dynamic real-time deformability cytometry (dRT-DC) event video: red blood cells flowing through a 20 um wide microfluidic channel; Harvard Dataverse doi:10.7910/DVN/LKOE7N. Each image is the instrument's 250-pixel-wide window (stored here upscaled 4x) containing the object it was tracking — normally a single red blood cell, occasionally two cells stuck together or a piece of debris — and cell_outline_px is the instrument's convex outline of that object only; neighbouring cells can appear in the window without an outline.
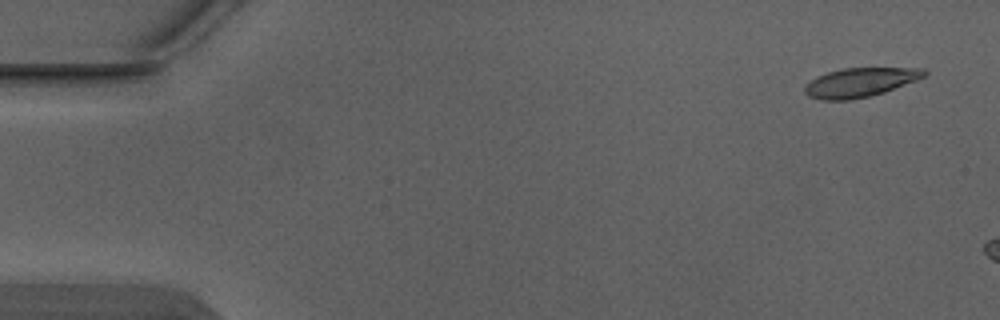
{"species": "Egyptian fruit bat (a non-hibernating species)", "species_latin": "Rousettus aegyptiacus", "temperature_condition": "warm", "stored_images_in_passage": 2, "camera_frame_rate_fps": 3000, "um_per_image_px": 0.085, "animal": {"sex": "male"}, "frame": {"image": 1, "passage_image": 1, "time_ms": 0.0, "image_size_px": [1000, 320], "cell_outline_px": [[928, 76], [884, 92], [868, 96], [848, 100], [820, 100], [808, 96], [804, 92], [804, 88], [816, 76], [828, 72], [844, 68], [924, 68], [928, 72]], "centroid_in_image_um": [73.14, 7.0], "position_along_channel_um": 11.9, "area_um2": 20.23}}